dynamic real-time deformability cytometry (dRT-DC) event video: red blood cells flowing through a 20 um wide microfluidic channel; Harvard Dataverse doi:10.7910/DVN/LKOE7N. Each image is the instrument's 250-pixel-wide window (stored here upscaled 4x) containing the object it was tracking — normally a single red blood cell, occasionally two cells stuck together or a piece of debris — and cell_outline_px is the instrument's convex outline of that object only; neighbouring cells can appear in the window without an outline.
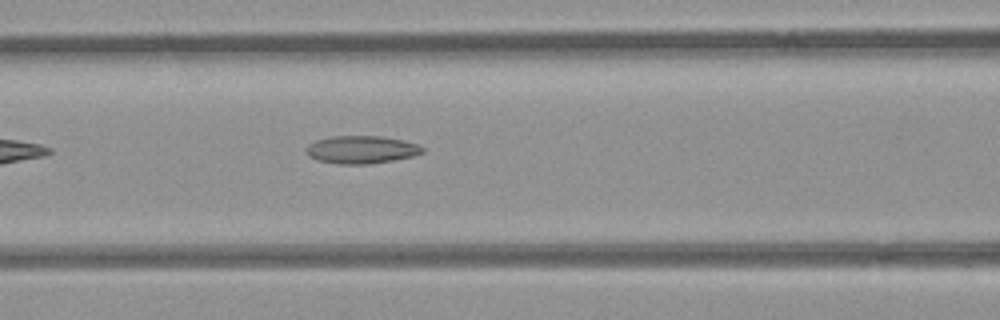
{"species": "common noctule bat (a hibernating species)", "species_latin": "Nyctalus noctula", "temperature_condition": "room temperature", "stored_images_in_passage": 6, "camera_frame_rate_fps": 3000, "um_per_image_px": 0.085, "animal": {"sex": "female", "body_mass_g": 21.9}, "frame": {"image": 1, "passage_image": 6, "time_ms": 6.667, "image_size_px": [1000, 320], "cell_outline_px": [[424, 152], [412, 156], [392, 160], [368, 164], [340, 164], [316, 160], [308, 156], [308, 144], [316, 140], [328, 136], [380, 136], [404, 140], [416, 144], [424, 148]], "centroid_in_image_um": [30.71, 12.71], "position_along_channel_um": 135.9, "area_um2": 18.73}}